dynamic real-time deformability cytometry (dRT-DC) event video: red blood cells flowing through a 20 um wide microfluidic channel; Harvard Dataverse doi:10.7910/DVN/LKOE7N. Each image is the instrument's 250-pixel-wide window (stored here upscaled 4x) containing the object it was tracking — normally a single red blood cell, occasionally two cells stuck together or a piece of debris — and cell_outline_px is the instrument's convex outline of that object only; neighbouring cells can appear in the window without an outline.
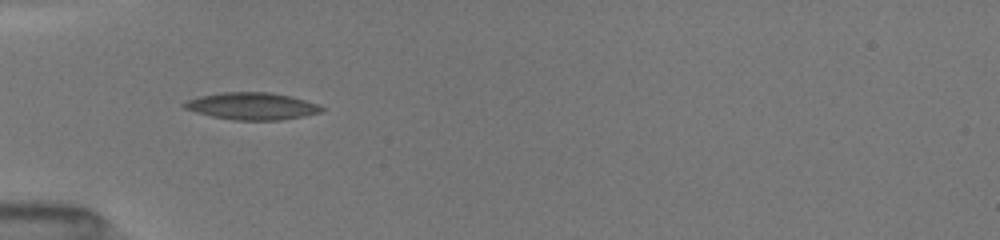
{"species": "common noctule bat (a hibernating species)", "species_latin": "Nyctalus noctula", "temperature_condition": "room temperature", "stored_images_in_passage": 8, "camera_frame_rate_fps": 3000, "um_per_image_px": 0.085, "animal": {"sex": "female", "body_mass_g": 19.5, "forearm_length_mm": 54.1}, "frame": {"image": 1, "passage_image": 4, "time_ms": 1.0, "image_size_px": [1000, 240], "cell_outline_px": [[324, 108], [320, 112], [280, 120], [232, 120], [212, 116], [196, 112], [184, 108], [180, 104], [188, 100], [200, 96], [224, 92], [268, 92], [288, 96], [304, 100], [316, 104]], "centroid_in_image_um": [21.35, 9.02], "position_along_channel_um": 63.7, "area_um2": 21.33}}
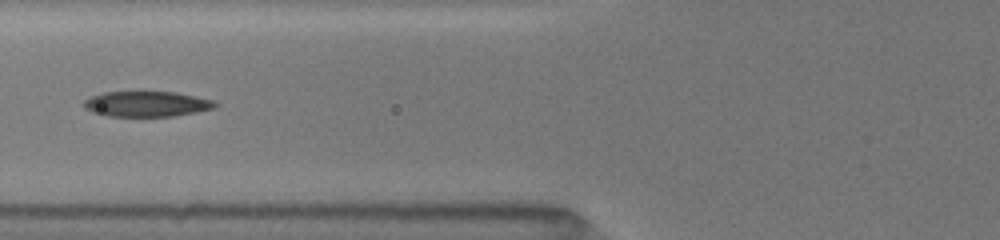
{"frame": {"image": 2, "passage_image": 7, "time_ms": 2.333, "image_size_px": [1000, 240], "cell_outline_px": [[220, 104], [216, 108], [196, 112], [172, 116], [108, 116], [92, 112], [84, 108], [84, 100], [92, 96], [104, 92], [176, 92], [216, 100]], "centroid_in_image_um": [12.53, 8.83], "position_along_channel_um": 113.3, "area_um2": 19.54}}